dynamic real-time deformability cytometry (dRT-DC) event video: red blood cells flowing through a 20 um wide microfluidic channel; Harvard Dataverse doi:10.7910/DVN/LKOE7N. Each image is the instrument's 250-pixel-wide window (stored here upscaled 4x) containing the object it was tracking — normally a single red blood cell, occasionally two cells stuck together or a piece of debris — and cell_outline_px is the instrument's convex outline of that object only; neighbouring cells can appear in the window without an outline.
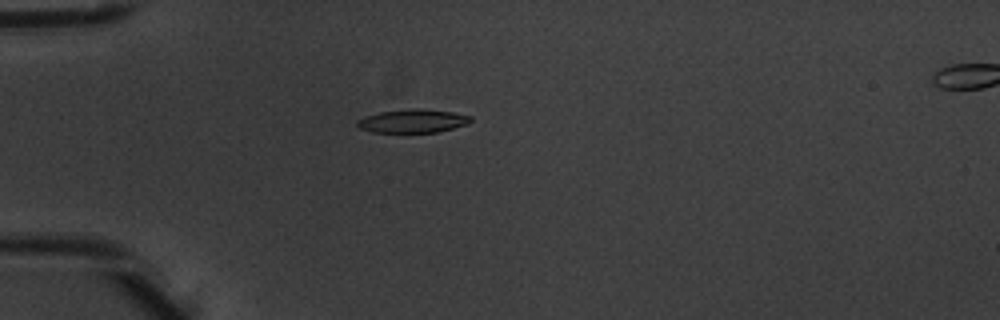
{"species": "common noctule bat (a hibernating species)", "species_latin": "Nyctalus noctula", "temperature_condition": "warm", "stored_images_in_passage": 4, "camera_frame_rate_fps": 3000, "um_per_image_px": 0.085, "animal": {"sex": "male", "body_mass_g": 20.1, "forearm_length_mm": 53.5}, "frame": {"image": 1, "passage_image": 3, "time_ms": 0.667, "image_size_px": [1000, 320], "cell_outline_px": [[472, 120], [468, 124], [436, 132], [372, 132], [360, 128], [356, 124], [356, 120], [380, 112], [416, 108], [452, 112], [472, 116]], "centroid_in_image_um": [35.1, 10.29], "position_along_channel_um": 49.9, "area_um2": 15.26}}